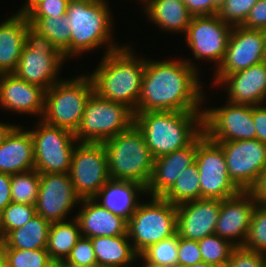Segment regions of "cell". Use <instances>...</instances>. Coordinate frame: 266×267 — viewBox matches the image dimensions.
Masks as SVG:
<instances>
[{"label": "cell", "mask_w": 266, "mask_h": 267, "mask_svg": "<svg viewBox=\"0 0 266 267\" xmlns=\"http://www.w3.org/2000/svg\"><path fill=\"white\" fill-rule=\"evenodd\" d=\"M189 59L145 58L141 94L134 113L148 111H203L207 98L199 81L198 68ZM196 66V67H195Z\"/></svg>", "instance_id": "1"}, {"label": "cell", "mask_w": 266, "mask_h": 267, "mask_svg": "<svg viewBox=\"0 0 266 267\" xmlns=\"http://www.w3.org/2000/svg\"><path fill=\"white\" fill-rule=\"evenodd\" d=\"M126 45L104 54L89 76L100 97L124 104L134 112L141 94L145 58L135 56L132 47Z\"/></svg>", "instance_id": "2"}, {"label": "cell", "mask_w": 266, "mask_h": 267, "mask_svg": "<svg viewBox=\"0 0 266 267\" xmlns=\"http://www.w3.org/2000/svg\"><path fill=\"white\" fill-rule=\"evenodd\" d=\"M153 158L190 145L203 131V111H148L134 113Z\"/></svg>", "instance_id": "3"}, {"label": "cell", "mask_w": 266, "mask_h": 267, "mask_svg": "<svg viewBox=\"0 0 266 267\" xmlns=\"http://www.w3.org/2000/svg\"><path fill=\"white\" fill-rule=\"evenodd\" d=\"M106 0H71L66 17L70 24V57L107 45L106 52L122 47L114 42L113 16Z\"/></svg>", "instance_id": "4"}, {"label": "cell", "mask_w": 266, "mask_h": 267, "mask_svg": "<svg viewBox=\"0 0 266 267\" xmlns=\"http://www.w3.org/2000/svg\"><path fill=\"white\" fill-rule=\"evenodd\" d=\"M111 180L133 181L147 187L153 172L154 158L140 128H129L103 143Z\"/></svg>", "instance_id": "5"}, {"label": "cell", "mask_w": 266, "mask_h": 267, "mask_svg": "<svg viewBox=\"0 0 266 267\" xmlns=\"http://www.w3.org/2000/svg\"><path fill=\"white\" fill-rule=\"evenodd\" d=\"M94 92L91 77L77 75L65 78L45 91L44 112L41 120L73 133L78 129L86 103Z\"/></svg>", "instance_id": "6"}, {"label": "cell", "mask_w": 266, "mask_h": 267, "mask_svg": "<svg viewBox=\"0 0 266 267\" xmlns=\"http://www.w3.org/2000/svg\"><path fill=\"white\" fill-rule=\"evenodd\" d=\"M65 60L67 58L49 38L29 25L14 74L28 83L48 90L60 81L58 75Z\"/></svg>", "instance_id": "7"}, {"label": "cell", "mask_w": 266, "mask_h": 267, "mask_svg": "<svg viewBox=\"0 0 266 267\" xmlns=\"http://www.w3.org/2000/svg\"><path fill=\"white\" fill-rule=\"evenodd\" d=\"M149 198L150 202L138 204L127 225L129 240L138 255L177 233L176 205L161 197Z\"/></svg>", "instance_id": "8"}, {"label": "cell", "mask_w": 266, "mask_h": 267, "mask_svg": "<svg viewBox=\"0 0 266 267\" xmlns=\"http://www.w3.org/2000/svg\"><path fill=\"white\" fill-rule=\"evenodd\" d=\"M134 119V112L128 106L93 92L74 136L78 143H103L129 128Z\"/></svg>", "instance_id": "9"}, {"label": "cell", "mask_w": 266, "mask_h": 267, "mask_svg": "<svg viewBox=\"0 0 266 267\" xmlns=\"http://www.w3.org/2000/svg\"><path fill=\"white\" fill-rule=\"evenodd\" d=\"M39 121L35 129L29 130L34 145V169L40 174L69 173L78 143L74 133Z\"/></svg>", "instance_id": "10"}, {"label": "cell", "mask_w": 266, "mask_h": 267, "mask_svg": "<svg viewBox=\"0 0 266 267\" xmlns=\"http://www.w3.org/2000/svg\"><path fill=\"white\" fill-rule=\"evenodd\" d=\"M195 163L198 166L201 198L223 200L240 192L228 176L222 148L210 140L204 131L197 137Z\"/></svg>", "instance_id": "11"}, {"label": "cell", "mask_w": 266, "mask_h": 267, "mask_svg": "<svg viewBox=\"0 0 266 267\" xmlns=\"http://www.w3.org/2000/svg\"><path fill=\"white\" fill-rule=\"evenodd\" d=\"M76 194L94 198L110 180L107 156L102 143H77L69 170Z\"/></svg>", "instance_id": "12"}, {"label": "cell", "mask_w": 266, "mask_h": 267, "mask_svg": "<svg viewBox=\"0 0 266 267\" xmlns=\"http://www.w3.org/2000/svg\"><path fill=\"white\" fill-rule=\"evenodd\" d=\"M203 129L212 141L256 139L253 106L226 101V105L203 109Z\"/></svg>", "instance_id": "13"}, {"label": "cell", "mask_w": 266, "mask_h": 267, "mask_svg": "<svg viewBox=\"0 0 266 267\" xmlns=\"http://www.w3.org/2000/svg\"><path fill=\"white\" fill-rule=\"evenodd\" d=\"M214 142L224 152L231 181L240 191H250L266 167V144L257 139Z\"/></svg>", "instance_id": "14"}, {"label": "cell", "mask_w": 266, "mask_h": 267, "mask_svg": "<svg viewBox=\"0 0 266 267\" xmlns=\"http://www.w3.org/2000/svg\"><path fill=\"white\" fill-rule=\"evenodd\" d=\"M232 28L218 14L193 16L184 39L195 59L213 61L218 68L224 59Z\"/></svg>", "instance_id": "15"}, {"label": "cell", "mask_w": 266, "mask_h": 267, "mask_svg": "<svg viewBox=\"0 0 266 267\" xmlns=\"http://www.w3.org/2000/svg\"><path fill=\"white\" fill-rule=\"evenodd\" d=\"M266 61L262 30L233 26L225 56L214 72V86L226 75L234 74L250 66Z\"/></svg>", "instance_id": "16"}, {"label": "cell", "mask_w": 266, "mask_h": 267, "mask_svg": "<svg viewBox=\"0 0 266 267\" xmlns=\"http://www.w3.org/2000/svg\"><path fill=\"white\" fill-rule=\"evenodd\" d=\"M80 200L69 173L40 174L35 210L45 220L50 223L66 221L70 211Z\"/></svg>", "instance_id": "17"}, {"label": "cell", "mask_w": 266, "mask_h": 267, "mask_svg": "<svg viewBox=\"0 0 266 267\" xmlns=\"http://www.w3.org/2000/svg\"><path fill=\"white\" fill-rule=\"evenodd\" d=\"M256 203L250 191H240L235 196L221 200L214 234L228 240L235 247L243 246Z\"/></svg>", "instance_id": "18"}, {"label": "cell", "mask_w": 266, "mask_h": 267, "mask_svg": "<svg viewBox=\"0 0 266 267\" xmlns=\"http://www.w3.org/2000/svg\"><path fill=\"white\" fill-rule=\"evenodd\" d=\"M221 200L201 198L176 206L177 234L189 240H201L214 234Z\"/></svg>", "instance_id": "19"}, {"label": "cell", "mask_w": 266, "mask_h": 267, "mask_svg": "<svg viewBox=\"0 0 266 267\" xmlns=\"http://www.w3.org/2000/svg\"><path fill=\"white\" fill-rule=\"evenodd\" d=\"M45 89L18 78L14 73L0 74V108L19 115L30 114L42 118ZM37 114V115H36Z\"/></svg>", "instance_id": "20"}, {"label": "cell", "mask_w": 266, "mask_h": 267, "mask_svg": "<svg viewBox=\"0 0 266 267\" xmlns=\"http://www.w3.org/2000/svg\"><path fill=\"white\" fill-rule=\"evenodd\" d=\"M216 85L224 86L227 101L236 104H266V61L224 76Z\"/></svg>", "instance_id": "21"}, {"label": "cell", "mask_w": 266, "mask_h": 267, "mask_svg": "<svg viewBox=\"0 0 266 267\" xmlns=\"http://www.w3.org/2000/svg\"><path fill=\"white\" fill-rule=\"evenodd\" d=\"M196 151L197 138L182 149L155 158L146 195L162 197L174 185L183 170L195 163Z\"/></svg>", "instance_id": "22"}, {"label": "cell", "mask_w": 266, "mask_h": 267, "mask_svg": "<svg viewBox=\"0 0 266 267\" xmlns=\"http://www.w3.org/2000/svg\"><path fill=\"white\" fill-rule=\"evenodd\" d=\"M79 204L81 209L74 215V218L79 224L82 237L94 238L127 234L128 221L103 207L94 198L81 199Z\"/></svg>", "instance_id": "23"}, {"label": "cell", "mask_w": 266, "mask_h": 267, "mask_svg": "<svg viewBox=\"0 0 266 267\" xmlns=\"http://www.w3.org/2000/svg\"><path fill=\"white\" fill-rule=\"evenodd\" d=\"M34 169V145L28 131L16 125L0 145V173L13 175Z\"/></svg>", "instance_id": "24"}, {"label": "cell", "mask_w": 266, "mask_h": 267, "mask_svg": "<svg viewBox=\"0 0 266 267\" xmlns=\"http://www.w3.org/2000/svg\"><path fill=\"white\" fill-rule=\"evenodd\" d=\"M29 25L27 16L17 12L0 23V74L16 71Z\"/></svg>", "instance_id": "25"}, {"label": "cell", "mask_w": 266, "mask_h": 267, "mask_svg": "<svg viewBox=\"0 0 266 267\" xmlns=\"http://www.w3.org/2000/svg\"><path fill=\"white\" fill-rule=\"evenodd\" d=\"M141 194H146V188L137 182L110 179L94 199L128 221L140 203Z\"/></svg>", "instance_id": "26"}, {"label": "cell", "mask_w": 266, "mask_h": 267, "mask_svg": "<svg viewBox=\"0 0 266 267\" xmlns=\"http://www.w3.org/2000/svg\"><path fill=\"white\" fill-rule=\"evenodd\" d=\"M142 4L146 17L160 30L185 35L193 15L182 0H145Z\"/></svg>", "instance_id": "27"}, {"label": "cell", "mask_w": 266, "mask_h": 267, "mask_svg": "<svg viewBox=\"0 0 266 267\" xmlns=\"http://www.w3.org/2000/svg\"><path fill=\"white\" fill-rule=\"evenodd\" d=\"M90 239L94 248L97 266L133 267V262L140 261V255L135 252L128 233Z\"/></svg>", "instance_id": "28"}, {"label": "cell", "mask_w": 266, "mask_h": 267, "mask_svg": "<svg viewBox=\"0 0 266 267\" xmlns=\"http://www.w3.org/2000/svg\"><path fill=\"white\" fill-rule=\"evenodd\" d=\"M51 223L36 214L24 226L11 230L1 241L4 248L44 249L48 244V232Z\"/></svg>", "instance_id": "29"}, {"label": "cell", "mask_w": 266, "mask_h": 267, "mask_svg": "<svg viewBox=\"0 0 266 267\" xmlns=\"http://www.w3.org/2000/svg\"><path fill=\"white\" fill-rule=\"evenodd\" d=\"M51 223L48 232L47 251L52 261H64L81 237L77 220Z\"/></svg>", "instance_id": "30"}, {"label": "cell", "mask_w": 266, "mask_h": 267, "mask_svg": "<svg viewBox=\"0 0 266 267\" xmlns=\"http://www.w3.org/2000/svg\"><path fill=\"white\" fill-rule=\"evenodd\" d=\"M37 31L49 38L68 59L70 58L71 31L66 15L52 17H27Z\"/></svg>", "instance_id": "31"}, {"label": "cell", "mask_w": 266, "mask_h": 267, "mask_svg": "<svg viewBox=\"0 0 266 267\" xmlns=\"http://www.w3.org/2000/svg\"><path fill=\"white\" fill-rule=\"evenodd\" d=\"M173 205L201 199L198 166L192 164L180 174L174 185L161 197Z\"/></svg>", "instance_id": "32"}, {"label": "cell", "mask_w": 266, "mask_h": 267, "mask_svg": "<svg viewBox=\"0 0 266 267\" xmlns=\"http://www.w3.org/2000/svg\"><path fill=\"white\" fill-rule=\"evenodd\" d=\"M40 184V173L35 169L11 175V200L35 206Z\"/></svg>", "instance_id": "33"}, {"label": "cell", "mask_w": 266, "mask_h": 267, "mask_svg": "<svg viewBox=\"0 0 266 267\" xmlns=\"http://www.w3.org/2000/svg\"><path fill=\"white\" fill-rule=\"evenodd\" d=\"M178 234L163 239L145 249L140 256L159 267H178Z\"/></svg>", "instance_id": "34"}, {"label": "cell", "mask_w": 266, "mask_h": 267, "mask_svg": "<svg viewBox=\"0 0 266 267\" xmlns=\"http://www.w3.org/2000/svg\"><path fill=\"white\" fill-rule=\"evenodd\" d=\"M203 262L226 267L235 246L216 234L198 240Z\"/></svg>", "instance_id": "35"}, {"label": "cell", "mask_w": 266, "mask_h": 267, "mask_svg": "<svg viewBox=\"0 0 266 267\" xmlns=\"http://www.w3.org/2000/svg\"><path fill=\"white\" fill-rule=\"evenodd\" d=\"M35 215V206L11 202L0 213V240H2L11 230L24 226Z\"/></svg>", "instance_id": "36"}, {"label": "cell", "mask_w": 266, "mask_h": 267, "mask_svg": "<svg viewBox=\"0 0 266 267\" xmlns=\"http://www.w3.org/2000/svg\"><path fill=\"white\" fill-rule=\"evenodd\" d=\"M243 247L266 254V204L256 203Z\"/></svg>", "instance_id": "37"}, {"label": "cell", "mask_w": 266, "mask_h": 267, "mask_svg": "<svg viewBox=\"0 0 266 267\" xmlns=\"http://www.w3.org/2000/svg\"><path fill=\"white\" fill-rule=\"evenodd\" d=\"M7 267H48L53 261L44 249L4 248Z\"/></svg>", "instance_id": "38"}, {"label": "cell", "mask_w": 266, "mask_h": 267, "mask_svg": "<svg viewBox=\"0 0 266 267\" xmlns=\"http://www.w3.org/2000/svg\"><path fill=\"white\" fill-rule=\"evenodd\" d=\"M259 0H226L218 16L232 26H241Z\"/></svg>", "instance_id": "39"}, {"label": "cell", "mask_w": 266, "mask_h": 267, "mask_svg": "<svg viewBox=\"0 0 266 267\" xmlns=\"http://www.w3.org/2000/svg\"><path fill=\"white\" fill-rule=\"evenodd\" d=\"M64 262L77 267H96L97 260L91 239L81 236Z\"/></svg>", "instance_id": "40"}, {"label": "cell", "mask_w": 266, "mask_h": 267, "mask_svg": "<svg viewBox=\"0 0 266 267\" xmlns=\"http://www.w3.org/2000/svg\"><path fill=\"white\" fill-rule=\"evenodd\" d=\"M71 0H39L26 13L27 17H52L66 15Z\"/></svg>", "instance_id": "41"}, {"label": "cell", "mask_w": 266, "mask_h": 267, "mask_svg": "<svg viewBox=\"0 0 266 267\" xmlns=\"http://www.w3.org/2000/svg\"><path fill=\"white\" fill-rule=\"evenodd\" d=\"M226 267H264V254L236 246Z\"/></svg>", "instance_id": "42"}, {"label": "cell", "mask_w": 266, "mask_h": 267, "mask_svg": "<svg viewBox=\"0 0 266 267\" xmlns=\"http://www.w3.org/2000/svg\"><path fill=\"white\" fill-rule=\"evenodd\" d=\"M178 267L203 262L198 241L178 236Z\"/></svg>", "instance_id": "43"}, {"label": "cell", "mask_w": 266, "mask_h": 267, "mask_svg": "<svg viewBox=\"0 0 266 267\" xmlns=\"http://www.w3.org/2000/svg\"><path fill=\"white\" fill-rule=\"evenodd\" d=\"M241 26L252 30H263L266 28V0H259L253 6Z\"/></svg>", "instance_id": "44"}, {"label": "cell", "mask_w": 266, "mask_h": 267, "mask_svg": "<svg viewBox=\"0 0 266 267\" xmlns=\"http://www.w3.org/2000/svg\"><path fill=\"white\" fill-rule=\"evenodd\" d=\"M253 122L256 129V139L266 144V106H253Z\"/></svg>", "instance_id": "45"}, {"label": "cell", "mask_w": 266, "mask_h": 267, "mask_svg": "<svg viewBox=\"0 0 266 267\" xmlns=\"http://www.w3.org/2000/svg\"><path fill=\"white\" fill-rule=\"evenodd\" d=\"M193 16L212 15V0H182Z\"/></svg>", "instance_id": "46"}, {"label": "cell", "mask_w": 266, "mask_h": 267, "mask_svg": "<svg viewBox=\"0 0 266 267\" xmlns=\"http://www.w3.org/2000/svg\"><path fill=\"white\" fill-rule=\"evenodd\" d=\"M11 202V175L0 173V213Z\"/></svg>", "instance_id": "47"}, {"label": "cell", "mask_w": 266, "mask_h": 267, "mask_svg": "<svg viewBox=\"0 0 266 267\" xmlns=\"http://www.w3.org/2000/svg\"><path fill=\"white\" fill-rule=\"evenodd\" d=\"M250 192L257 203L266 204V167L262 170L256 184Z\"/></svg>", "instance_id": "48"}, {"label": "cell", "mask_w": 266, "mask_h": 267, "mask_svg": "<svg viewBox=\"0 0 266 267\" xmlns=\"http://www.w3.org/2000/svg\"><path fill=\"white\" fill-rule=\"evenodd\" d=\"M7 124L8 122H0V145L4 142L6 136L11 132V130L16 126V124L12 125V123L8 125Z\"/></svg>", "instance_id": "49"}, {"label": "cell", "mask_w": 266, "mask_h": 267, "mask_svg": "<svg viewBox=\"0 0 266 267\" xmlns=\"http://www.w3.org/2000/svg\"><path fill=\"white\" fill-rule=\"evenodd\" d=\"M225 2L226 0H212V15L218 14Z\"/></svg>", "instance_id": "50"}, {"label": "cell", "mask_w": 266, "mask_h": 267, "mask_svg": "<svg viewBox=\"0 0 266 267\" xmlns=\"http://www.w3.org/2000/svg\"><path fill=\"white\" fill-rule=\"evenodd\" d=\"M39 0H26L25 3L23 4L22 8H19L17 13H23L25 14L36 2Z\"/></svg>", "instance_id": "51"}, {"label": "cell", "mask_w": 266, "mask_h": 267, "mask_svg": "<svg viewBox=\"0 0 266 267\" xmlns=\"http://www.w3.org/2000/svg\"><path fill=\"white\" fill-rule=\"evenodd\" d=\"M0 267H6L4 244L0 240Z\"/></svg>", "instance_id": "52"}, {"label": "cell", "mask_w": 266, "mask_h": 267, "mask_svg": "<svg viewBox=\"0 0 266 267\" xmlns=\"http://www.w3.org/2000/svg\"><path fill=\"white\" fill-rule=\"evenodd\" d=\"M182 267H220V266L215 265V264H211V263L200 262V263H197V264L188 265V266H182Z\"/></svg>", "instance_id": "53"}, {"label": "cell", "mask_w": 266, "mask_h": 267, "mask_svg": "<svg viewBox=\"0 0 266 267\" xmlns=\"http://www.w3.org/2000/svg\"><path fill=\"white\" fill-rule=\"evenodd\" d=\"M48 267H65V262L53 261Z\"/></svg>", "instance_id": "54"}, {"label": "cell", "mask_w": 266, "mask_h": 267, "mask_svg": "<svg viewBox=\"0 0 266 267\" xmlns=\"http://www.w3.org/2000/svg\"><path fill=\"white\" fill-rule=\"evenodd\" d=\"M140 259H141V261L144 262L143 265H141V267H159V266H157V265H153V264L147 262V261H146L145 259H143L141 256H140ZM133 267H136V266H133ZM138 267H139V266H138Z\"/></svg>", "instance_id": "55"}, {"label": "cell", "mask_w": 266, "mask_h": 267, "mask_svg": "<svg viewBox=\"0 0 266 267\" xmlns=\"http://www.w3.org/2000/svg\"><path fill=\"white\" fill-rule=\"evenodd\" d=\"M264 35V44H265V54H266V28L262 30Z\"/></svg>", "instance_id": "56"}, {"label": "cell", "mask_w": 266, "mask_h": 267, "mask_svg": "<svg viewBox=\"0 0 266 267\" xmlns=\"http://www.w3.org/2000/svg\"><path fill=\"white\" fill-rule=\"evenodd\" d=\"M65 267H77V266H73L65 262Z\"/></svg>", "instance_id": "57"}, {"label": "cell", "mask_w": 266, "mask_h": 267, "mask_svg": "<svg viewBox=\"0 0 266 267\" xmlns=\"http://www.w3.org/2000/svg\"><path fill=\"white\" fill-rule=\"evenodd\" d=\"M264 267H266V254H264Z\"/></svg>", "instance_id": "58"}]
</instances>
